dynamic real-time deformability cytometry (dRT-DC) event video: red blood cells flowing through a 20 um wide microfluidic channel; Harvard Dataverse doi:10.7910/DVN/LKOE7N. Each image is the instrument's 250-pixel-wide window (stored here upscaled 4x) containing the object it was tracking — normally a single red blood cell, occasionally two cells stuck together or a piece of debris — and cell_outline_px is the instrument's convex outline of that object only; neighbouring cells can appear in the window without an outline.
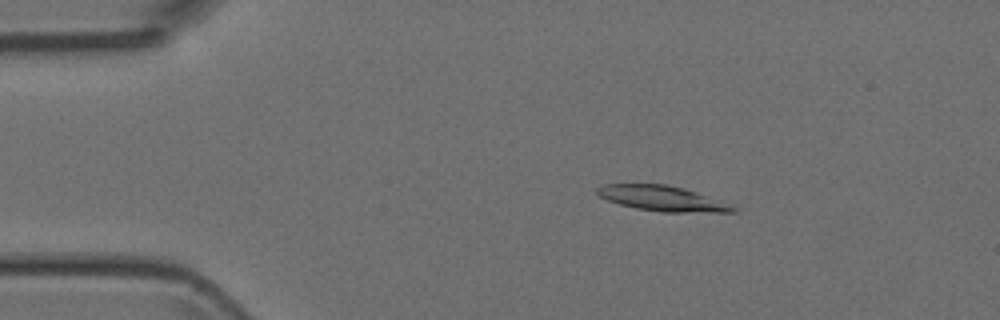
{"species": "Egyptian fruit bat (a non-hibernating species)", "species_latin": "Rousettus aegyptiacus", "temperature_condition": "room temperature", "stored_images_in_passage": 3, "camera_frame_rate_fps": 3000, "um_per_image_px": 0.085, "animal": {"sex": "female"}, "frame": {"image": 1, "passage_image": 1, "time_ms": 0.0, "image_size_px": [1000, 320], "cell_outline_px": [[740, 212], [664, 212], [636, 208], [620, 204], [608, 200], [600, 196], [596, 192], [596, 188], [604, 184], [668, 184], [684, 188], [696, 192], [736, 208]], "centroid_in_image_um": [56.25, 16.86], "position_along_channel_um": 28.8, "area_um2": 19.59}}